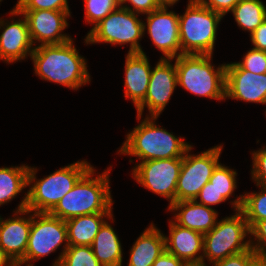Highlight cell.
<instances>
[{
    "label": "cell",
    "mask_w": 266,
    "mask_h": 266,
    "mask_svg": "<svg viewBox=\"0 0 266 266\" xmlns=\"http://www.w3.org/2000/svg\"><path fill=\"white\" fill-rule=\"evenodd\" d=\"M30 57L35 74L44 80L73 90L90 81L86 60L79 55L72 39L62 44L35 45Z\"/></svg>",
    "instance_id": "6da1fadb"
},
{
    "label": "cell",
    "mask_w": 266,
    "mask_h": 266,
    "mask_svg": "<svg viewBox=\"0 0 266 266\" xmlns=\"http://www.w3.org/2000/svg\"><path fill=\"white\" fill-rule=\"evenodd\" d=\"M91 167V164L87 161H77L40 180H36L37 169L29 167L28 185L32 182L34 185L32 184V187L18 205L15 215H24L32 211L50 213Z\"/></svg>",
    "instance_id": "7a4b0ae2"
},
{
    "label": "cell",
    "mask_w": 266,
    "mask_h": 266,
    "mask_svg": "<svg viewBox=\"0 0 266 266\" xmlns=\"http://www.w3.org/2000/svg\"><path fill=\"white\" fill-rule=\"evenodd\" d=\"M91 167L50 212L64 221L87 214L112 213L109 170L93 178Z\"/></svg>",
    "instance_id": "3957f363"
},
{
    "label": "cell",
    "mask_w": 266,
    "mask_h": 266,
    "mask_svg": "<svg viewBox=\"0 0 266 266\" xmlns=\"http://www.w3.org/2000/svg\"><path fill=\"white\" fill-rule=\"evenodd\" d=\"M158 117H147L127 134L120 154L138 157L141 162L156 159L182 158L191 146L155 124ZM154 120V121H153Z\"/></svg>",
    "instance_id": "277c9868"
},
{
    "label": "cell",
    "mask_w": 266,
    "mask_h": 266,
    "mask_svg": "<svg viewBox=\"0 0 266 266\" xmlns=\"http://www.w3.org/2000/svg\"><path fill=\"white\" fill-rule=\"evenodd\" d=\"M209 54H181L176 58L177 83L190 93L224 100L226 64L215 70Z\"/></svg>",
    "instance_id": "5b68a950"
},
{
    "label": "cell",
    "mask_w": 266,
    "mask_h": 266,
    "mask_svg": "<svg viewBox=\"0 0 266 266\" xmlns=\"http://www.w3.org/2000/svg\"><path fill=\"white\" fill-rule=\"evenodd\" d=\"M223 16L196 0L179 15L181 54H213L217 28Z\"/></svg>",
    "instance_id": "8992f818"
},
{
    "label": "cell",
    "mask_w": 266,
    "mask_h": 266,
    "mask_svg": "<svg viewBox=\"0 0 266 266\" xmlns=\"http://www.w3.org/2000/svg\"><path fill=\"white\" fill-rule=\"evenodd\" d=\"M250 228L244 214L237 210L235 215L217 221L216 226L204 234V257L214 263L251 248L250 240L244 242Z\"/></svg>",
    "instance_id": "52a82bcc"
},
{
    "label": "cell",
    "mask_w": 266,
    "mask_h": 266,
    "mask_svg": "<svg viewBox=\"0 0 266 266\" xmlns=\"http://www.w3.org/2000/svg\"><path fill=\"white\" fill-rule=\"evenodd\" d=\"M137 13H133L121 5L105 17L97 26L87 34L85 43H130L128 53H142L139 39L144 35L146 24L138 19Z\"/></svg>",
    "instance_id": "ba28073f"
},
{
    "label": "cell",
    "mask_w": 266,
    "mask_h": 266,
    "mask_svg": "<svg viewBox=\"0 0 266 266\" xmlns=\"http://www.w3.org/2000/svg\"><path fill=\"white\" fill-rule=\"evenodd\" d=\"M38 218V219H36ZM65 241L64 250L60 253L53 266H59L63 253L68 248V235L66 222L50 213L34 212L25 256L20 264L40 259L56 251Z\"/></svg>",
    "instance_id": "9c48e42d"
},
{
    "label": "cell",
    "mask_w": 266,
    "mask_h": 266,
    "mask_svg": "<svg viewBox=\"0 0 266 266\" xmlns=\"http://www.w3.org/2000/svg\"><path fill=\"white\" fill-rule=\"evenodd\" d=\"M190 146L182 157V165L176 185V202L195 200L200 190L209 182L219 164L222 145L201 154L191 155ZM189 154V155H188Z\"/></svg>",
    "instance_id": "30bf717a"
},
{
    "label": "cell",
    "mask_w": 266,
    "mask_h": 266,
    "mask_svg": "<svg viewBox=\"0 0 266 266\" xmlns=\"http://www.w3.org/2000/svg\"><path fill=\"white\" fill-rule=\"evenodd\" d=\"M182 165V158L142 161L134 167L136 181L155 194L176 202V185Z\"/></svg>",
    "instance_id": "8fae6325"
},
{
    "label": "cell",
    "mask_w": 266,
    "mask_h": 266,
    "mask_svg": "<svg viewBox=\"0 0 266 266\" xmlns=\"http://www.w3.org/2000/svg\"><path fill=\"white\" fill-rule=\"evenodd\" d=\"M10 14L25 17L30 38L34 44L35 41H39L40 45L62 44L72 39L61 33L68 26L67 17L71 16L70 11H18L14 8Z\"/></svg>",
    "instance_id": "7c38bea8"
},
{
    "label": "cell",
    "mask_w": 266,
    "mask_h": 266,
    "mask_svg": "<svg viewBox=\"0 0 266 266\" xmlns=\"http://www.w3.org/2000/svg\"><path fill=\"white\" fill-rule=\"evenodd\" d=\"M171 59H161L151 70L150 82L145 99L136 107L137 119L140 120L144 107L149 110L150 116L158 117L172 96L174 89L178 85L175 64Z\"/></svg>",
    "instance_id": "4fadbf2b"
},
{
    "label": "cell",
    "mask_w": 266,
    "mask_h": 266,
    "mask_svg": "<svg viewBox=\"0 0 266 266\" xmlns=\"http://www.w3.org/2000/svg\"><path fill=\"white\" fill-rule=\"evenodd\" d=\"M167 7L163 5L146 14V23L152 42L165 55L163 59L173 60L181 55L179 15L167 12Z\"/></svg>",
    "instance_id": "5bb4252c"
},
{
    "label": "cell",
    "mask_w": 266,
    "mask_h": 266,
    "mask_svg": "<svg viewBox=\"0 0 266 266\" xmlns=\"http://www.w3.org/2000/svg\"><path fill=\"white\" fill-rule=\"evenodd\" d=\"M225 98L266 104V73H251L236 62L226 64Z\"/></svg>",
    "instance_id": "9a60e30c"
},
{
    "label": "cell",
    "mask_w": 266,
    "mask_h": 266,
    "mask_svg": "<svg viewBox=\"0 0 266 266\" xmlns=\"http://www.w3.org/2000/svg\"><path fill=\"white\" fill-rule=\"evenodd\" d=\"M3 32L0 35V59L6 63H13L31 55L34 44L29 35L27 21L19 19L17 21L6 22L0 19V29Z\"/></svg>",
    "instance_id": "2e32d148"
},
{
    "label": "cell",
    "mask_w": 266,
    "mask_h": 266,
    "mask_svg": "<svg viewBox=\"0 0 266 266\" xmlns=\"http://www.w3.org/2000/svg\"><path fill=\"white\" fill-rule=\"evenodd\" d=\"M15 217L6 220L0 217V247L13 263H20L26 253L32 214L28 218Z\"/></svg>",
    "instance_id": "e0dca14e"
},
{
    "label": "cell",
    "mask_w": 266,
    "mask_h": 266,
    "mask_svg": "<svg viewBox=\"0 0 266 266\" xmlns=\"http://www.w3.org/2000/svg\"><path fill=\"white\" fill-rule=\"evenodd\" d=\"M170 236L165 238V250L183 262L203 261L204 234L169 222ZM198 255V256H196Z\"/></svg>",
    "instance_id": "ac0fdd59"
},
{
    "label": "cell",
    "mask_w": 266,
    "mask_h": 266,
    "mask_svg": "<svg viewBox=\"0 0 266 266\" xmlns=\"http://www.w3.org/2000/svg\"><path fill=\"white\" fill-rule=\"evenodd\" d=\"M125 62V98L137 107L146 97L152 69L144 51L128 53Z\"/></svg>",
    "instance_id": "d6986e66"
},
{
    "label": "cell",
    "mask_w": 266,
    "mask_h": 266,
    "mask_svg": "<svg viewBox=\"0 0 266 266\" xmlns=\"http://www.w3.org/2000/svg\"><path fill=\"white\" fill-rule=\"evenodd\" d=\"M170 211H179L175 215V223L205 234L217 223L218 213L215 209L198 203L197 200L178 201L168 206Z\"/></svg>",
    "instance_id": "ffe728a7"
},
{
    "label": "cell",
    "mask_w": 266,
    "mask_h": 266,
    "mask_svg": "<svg viewBox=\"0 0 266 266\" xmlns=\"http://www.w3.org/2000/svg\"><path fill=\"white\" fill-rule=\"evenodd\" d=\"M164 237L152 223L133 244L128 266H152L165 251Z\"/></svg>",
    "instance_id": "44dd1931"
},
{
    "label": "cell",
    "mask_w": 266,
    "mask_h": 266,
    "mask_svg": "<svg viewBox=\"0 0 266 266\" xmlns=\"http://www.w3.org/2000/svg\"><path fill=\"white\" fill-rule=\"evenodd\" d=\"M112 216V213H96L66 220L68 245L91 246L100 227L105 222L103 217L113 220Z\"/></svg>",
    "instance_id": "7402d4cb"
},
{
    "label": "cell",
    "mask_w": 266,
    "mask_h": 266,
    "mask_svg": "<svg viewBox=\"0 0 266 266\" xmlns=\"http://www.w3.org/2000/svg\"><path fill=\"white\" fill-rule=\"evenodd\" d=\"M91 247L102 266H122L121 243L108 222L100 227Z\"/></svg>",
    "instance_id": "603a6c76"
},
{
    "label": "cell",
    "mask_w": 266,
    "mask_h": 266,
    "mask_svg": "<svg viewBox=\"0 0 266 266\" xmlns=\"http://www.w3.org/2000/svg\"><path fill=\"white\" fill-rule=\"evenodd\" d=\"M28 165L0 168V206L11 201L28 186Z\"/></svg>",
    "instance_id": "cb8c5ba5"
},
{
    "label": "cell",
    "mask_w": 266,
    "mask_h": 266,
    "mask_svg": "<svg viewBox=\"0 0 266 266\" xmlns=\"http://www.w3.org/2000/svg\"><path fill=\"white\" fill-rule=\"evenodd\" d=\"M231 12L238 26L249 31V35L266 20V6L260 0H241Z\"/></svg>",
    "instance_id": "d4e9b609"
},
{
    "label": "cell",
    "mask_w": 266,
    "mask_h": 266,
    "mask_svg": "<svg viewBox=\"0 0 266 266\" xmlns=\"http://www.w3.org/2000/svg\"><path fill=\"white\" fill-rule=\"evenodd\" d=\"M261 187V192L247 193L237 197L231 204L234 210H240L251 228L257 221L266 219V186Z\"/></svg>",
    "instance_id": "484cf974"
},
{
    "label": "cell",
    "mask_w": 266,
    "mask_h": 266,
    "mask_svg": "<svg viewBox=\"0 0 266 266\" xmlns=\"http://www.w3.org/2000/svg\"><path fill=\"white\" fill-rule=\"evenodd\" d=\"M59 266H102L91 246H68Z\"/></svg>",
    "instance_id": "4316f807"
},
{
    "label": "cell",
    "mask_w": 266,
    "mask_h": 266,
    "mask_svg": "<svg viewBox=\"0 0 266 266\" xmlns=\"http://www.w3.org/2000/svg\"><path fill=\"white\" fill-rule=\"evenodd\" d=\"M236 175V171L219 163L214 169L209 182L217 190L219 195H222L227 200L237 187Z\"/></svg>",
    "instance_id": "83f0119b"
},
{
    "label": "cell",
    "mask_w": 266,
    "mask_h": 266,
    "mask_svg": "<svg viewBox=\"0 0 266 266\" xmlns=\"http://www.w3.org/2000/svg\"><path fill=\"white\" fill-rule=\"evenodd\" d=\"M86 22L97 26L121 5V0H84Z\"/></svg>",
    "instance_id": "f1b7e54d"
},
{
    "label": "cell",
    "mask_w": 266,
    "mask_h": 266,
    "mask_svg": "<svg viewBox=\"0 0 266 266\" xmlns=\"http://www.w3.org/2000/svg\"><path fill=\"white\" fill-rule=\"evenodd\" d=\"M15 8L18 11H70L67 0H18Z\"/></svg>",
    "instance_id": "f546056e"
},
{
    "label": "cell",
    "mask_w": 266,
    "mask_h": 266,
    "mask_svg": "<svg viewBox=\"0 0 266 266\" xmlns=\"http://www.w3.org/2000/svg\"><path fill=\"white\" fill-rule=\"evenodd\" d=\"M237 64L243 69L254 74L266 73V51L252 48L246 53L242 62Z\"/></svg>",
    "instance_id": "4dcf8cb0"
},
{
    "label": "cell",
    "mask_w": 266,
    "mask_h": 266,
    "mask_svg": "<svg viewBox=\"0 0 266 266\" xmlns=\"http://www.w3.org/2000/svg\"><path fill=\"white\" fill-rule=\"evenodd\" d=\"M252 179L257 185L266 186V147L258 151H254Z\"/></svg>",
    "instance_id": "1f68e13d"
},
{
    "label": "cell",
    "mask_w": 266,
    "mask_h": 266,
    "mask_svg": "<svg viewBox=\"0 0 266 266\" xmlns=\"http://www.w3.org/2000/svg\"><path fill=\"white\" fill-rule=\"evenodd\" d=\"M250 234L257 240L256 243L250 240L251 248L260 255H266V219L257 221L251 228Z\"/></svg>",
    "instance_id": "d6a6232c"
},
{
    "label": "cell",
    "mask_w": 266,
    "mask_h": 266,
    "mask_svg": "<svg viewBox=\"0 0 266 266\" xmlns=\"http://www.w3.org/2000/svg\"><path fill=\"white\" fill-rule=\"evenodd\" d=\"M127 2L132 4L133 7L131 8L127 5L123 6V4ZM121 6L133 13L148 14L163 5L159 2V0H121Z\"/></svg>",
    "instance_id": "836d02e7"
},
{
    "label": "cell",
    "mask_w": 266,
    "mask_h": 266,
    "mask_svg": "<svg viewBox=\"0 0 266 266\" xmlns=\"http://www.w3.org/2000/svg\"><path fill=\"white\" fill-rule=\"evenodd\" d=\"M198 203L210 207L211 205H216L221 202L226 201V199L219 195L217 190L212 186L210 182H208L198 193L195 200L199 199Z\"/></svg>",
    "instance_id": "e575fe53"
},
{
    "label": "cell",
    "mask_w": 266,
    "mask_h": 266,
    "mask_svg": "<svg viewBox=\"0 0 266 266\" xmlns=\"http://www.w3.org/2000/svg\"><path fill=\"white\" fill-rule=\"evenodd\" d=\"M200 5L211 9L222 16H224L227 12L232 11L233 8L241 1V0H196Z\"/></svg>",
    "instance_id": "d590c367"
},
{
    "label": "cell",
    "mask_w": 266,
    "mask_h": 266,
    "mask_svg": "<svg viewBox=\"0 0 266 266\" xmlns=\"http://www.w3.org/2000/svg\"><path fill=\"white\" fill-rule=\"evenodd\" d=\"M256 254V252L250 248L242 253L229 256L225 259L216 261L213 266H247L248 261Z\"/></svg>",
    "instance_id": "8d00e7d4"
},
{
    "label": "cell",
    "mask_w": 266,
    "mask_h": 266,
    "mask_svg": "<svg viewBox=\"0 0 266 266\" xmlns=\"http://www.w3.org/2000/svg\"><path fill=\"white\" fill-rule=\"evenodd\" d=\"M254 49L266 51V20L250 35Z\"/></svg>",
    "instance_id": "74e56055"
},
{
    "label": "cell",
    "mask_w": 266,
    "mask_h": 266,
    "mask_svg": "<svg viewBox=\"0 0 266 266\" xmlns=\"http://www.w3.org/2000/svg\"><path fill=\"white\" fill-rule=\"evenodd\" d=\"M183 261L172 255L168 251H164L152 264V266H181Z\"/></svg>",
    "instance_id": "f35d334b"
},
{
    "label": "cell",
    "mask_w": 266,
    "mask_h": 266,
    "mask_svg": "<svg viewBox=\"0 0 266 266\" xmlns=\"http://www.w3.org/2000/svg\"><path fill=\"white\" fill-rule=\"evenodd\" d=\"M247 266H266V255L255 254L249 261Z\"/></svg>",
    "instance_id": "ab89813d"
},
{
    "label": "cell",
    "mask_w": 266,
    "mask_h": 266,
    "mask_svg": "<svg viewBox=\"0 0 266 266\" xmlns=\"http://www.w3.org/2000/svg\"><path fill=\"white\" fill-rule=\"evenodd\" d=\"M0 266H21L20 263H13L0 247Z\"/></svg>",
    "instance_id": "60d3db41"
},
{
    "label": "cell",
    "mask_w": 266,
    "mask_h": 266,
    "mask_svg": "<svg viewBox=\"0 0 266 266\" xmlns=\"http://www.w3.org/2000/svg\"><path fill=\"white\" fill-rule=\"evenodd\" d=\"M181 266H207L204 261L183 262Z\"/></svg>",
    "instance_id": "b9f144b4"
},
{
    "label": "cell",
    "mask_w": 266,
    "mask_h": 266,
    "mask_svg": "<svg viewBox=\"0 0 266 266\" xmlns=\"http://www.w3.org/2000/svg\"><path fill=\"white\" fill-rule=\"evenodd\" d=\"M178 0H159V2L164 6H172L174 5Z\"/></svg>",
    "instance_id": "7bdbcfd3"
}]
</instances>
